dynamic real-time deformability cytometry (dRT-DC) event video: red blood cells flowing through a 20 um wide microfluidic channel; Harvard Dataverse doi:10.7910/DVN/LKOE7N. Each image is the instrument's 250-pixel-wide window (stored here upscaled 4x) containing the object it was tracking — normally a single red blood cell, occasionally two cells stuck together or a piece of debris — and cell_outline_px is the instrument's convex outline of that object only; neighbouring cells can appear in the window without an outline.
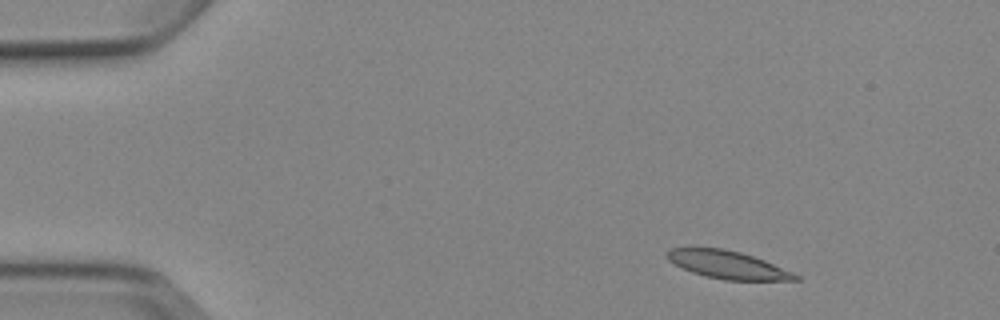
{"species": "Egyptian fruit bat (a non-hibernating species)", "species_latin": "Rousettus aegyptiacus", "temperature_condition": "cold", "stored_images_in_passage": 5, "camera_frame_rate_fps": 3000, "um_per_image_px": 0.085, "animal": {"sex": "female"}, "frame": {"image": 1, "passage_image": 1, "time_ms": 0.0, "image_size_px": [1000, 320], "cell_outline_px": [[800, 280], [724, 280], [704, 276], [692, 272], [668, 260], [664, 256], [664, 252], [668, 248], [724, 248], [740, 252], [764, 260], [792, 272], [800, 276]], "centroid_in_image_um": [61.81, 22.5], "position_along_channel_um": 23.2, "area_um2": 20.75}}
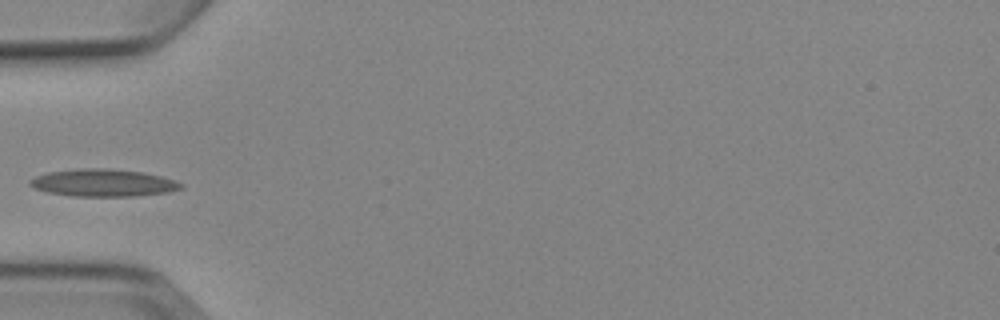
{"frame": {"image": 2, "passage_image": 4, "time_ms": 3.667, "image_size_px": [1000, 320], "cell_outline_px": [[184, 188], [168, 192], [136, 196], [72, 196], [48, 192], [36, 188], [28, 184], [28, 180], [36, 176], [48, 172], [80, 168], [108, 168], [144, 172], [160, 176], [184, 184]], "centroid_in_image_um": [8.77, 15.53], "position_along_channel_um": 76.2, "area_um2": 24.1}}
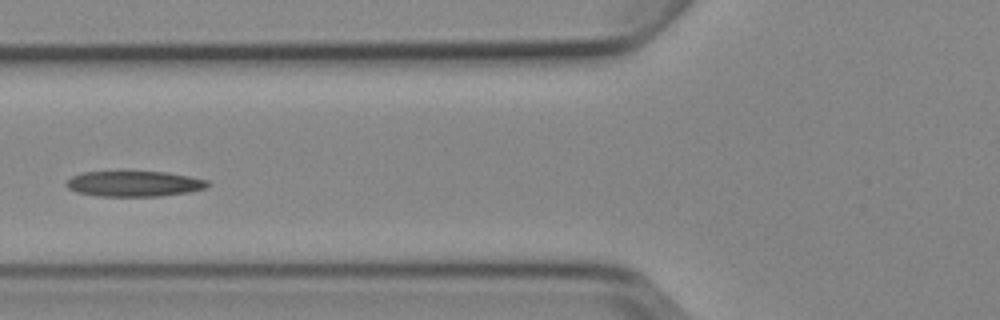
{"frame": {"image": 3, "passage_image": 5, "time_ms": 4.667, "image_size_px": [1000, 320], "cell_outline_px": [[212, 184], [208, 188], [188, 192], [160, 196], [96, 196], [76, 192], [68, 188], [64, 184], [72, 176], [84, 172], [164, 172], [188, 176], [208, 180]], "centroid_in_image_um": [11.43, 15.63], "position_along_channel_um": 114.4, "area_um2": 21.04}}